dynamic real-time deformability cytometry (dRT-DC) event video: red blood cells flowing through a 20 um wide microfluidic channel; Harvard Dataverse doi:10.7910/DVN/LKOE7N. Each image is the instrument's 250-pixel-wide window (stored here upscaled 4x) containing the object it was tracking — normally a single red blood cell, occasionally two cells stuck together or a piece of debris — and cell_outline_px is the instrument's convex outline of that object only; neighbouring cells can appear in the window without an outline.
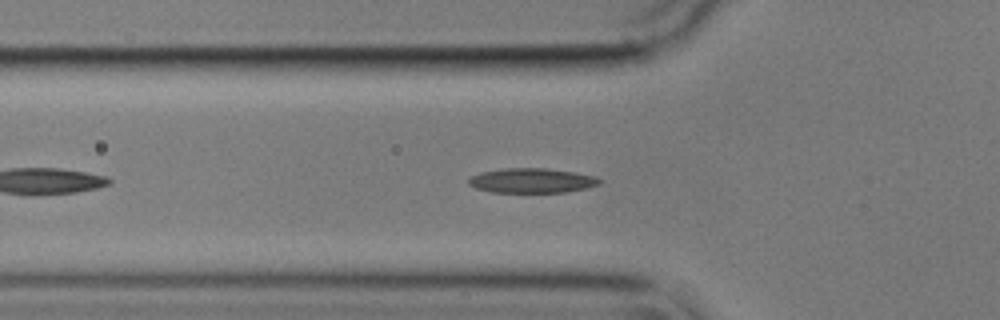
{"species": "common noctule bat (a hibernating species)", "species_latin": "Nyctalus noctula", "temperature_condition": "cold", "stored_images_in_passage": 47, "segment_of_instrument_passage": [1, 2], "camera_frame_rate_fps": 3000, "um_per_image_px": 0.085, "animal": {"sex": "male", "body_mass_g": 17.9}, "frame": {"image": 1, "passage_image": 9, "time_ms": 2.667, "image_size_px": [1000, 320], "cell_outline_px": [[600, 184], [568, 192], [492, 192], [476, 188], [468, 184], [468, 180], [472, 176], [480, 172], [504, 168], [544, 168], [576, 172], [596, 176], [600, 180]], "centroid_in_image_um": [45.2, 15.34], "position_along_channel_um": 80.6, "area_um2": 18.79}}
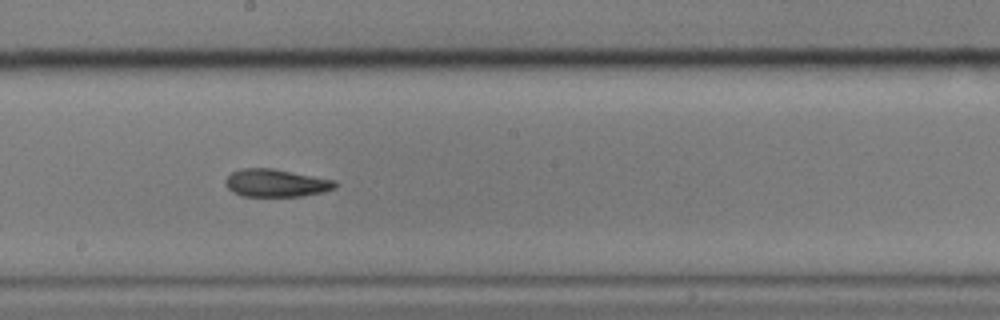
{"frame": {"image": 2, "passage_image": 21, "time_ms": 6.667, "image_size_px": [1000, 320], "cell_outline_px": [[336, 188], [324, 192], [300, 196], [240, 196], [232, 192], [224, 184], [224, 180], [232, 172], [240, 168], [272, 168], [336, 180]], "centroid_in_image_um": [23.44, 15.55], "position_along_channel_um": 224.8, "area_um2": 17.86}}
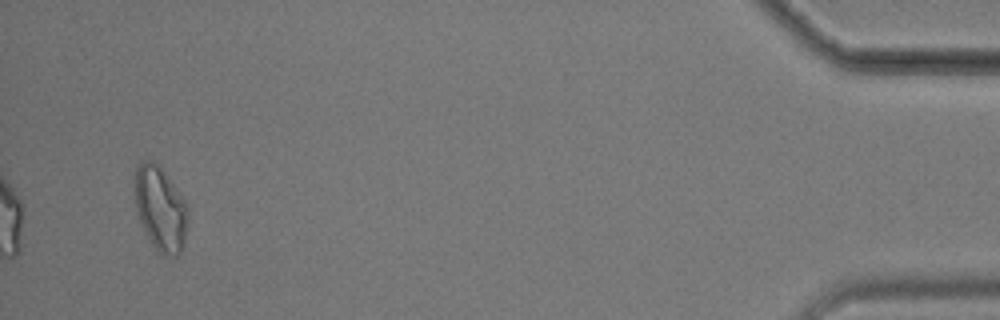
{"frame": {"image": 3, "passage_image": 44, "time_ms": 14.333, "image_size_px": [1000, 320], "cell_outline_px": [[188, 220], [184, 244], [180, 252], [176, 256], [164, 256], [148, 240], [136, 212], [136, 164], [140, 160], [152, 160], [164, 172], [184, 200], [188, 212]], "centroid_in_image_um": [13.63, 17.76], "position_along_channel_um": 421.6, "area_um2": 25.89}}